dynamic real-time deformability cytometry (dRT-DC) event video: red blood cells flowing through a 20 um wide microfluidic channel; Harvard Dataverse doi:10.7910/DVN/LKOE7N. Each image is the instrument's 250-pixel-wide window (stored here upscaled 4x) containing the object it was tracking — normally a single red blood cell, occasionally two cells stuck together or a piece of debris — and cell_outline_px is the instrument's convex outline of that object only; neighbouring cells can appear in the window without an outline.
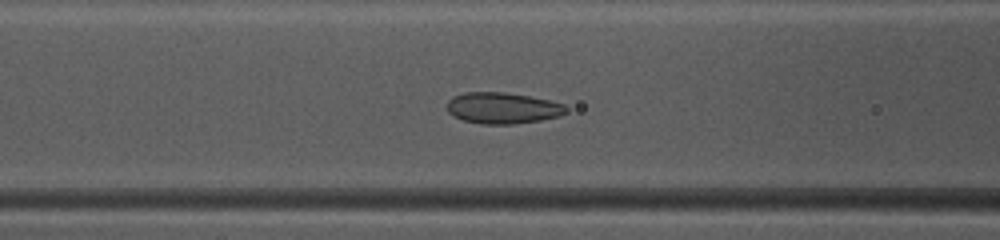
{"species": "common noctule bat (a hibernating species)", "species_latin": "Nyctalus noctula", "temperature_condition": "warm", "stored_images_in_passage": 38, "camera_frame_rate_fps": 3000, "um_per_image_px": 0.085, "animal": {"sex": "female", "body_mass_g": 10.0, "forearm_length_mm": 53.1}, "frame": {"image": 1, "passage_image": 9, "time_ms": 2.667, "image_size_px": [1000, 240], "cell_outline_px": [[568, 112], [560, 116], [540, 120], [512, 124], [480, 124], [464, 120], [448, 112], [448, 100], [452, 96], [464, 92], [504, 92], [528, 96], [548, 100], [564, 104], [568, 108]], "centroid_in_image_um": [42.74, 9.18], "position_along_channel_um": 123.9, "area_um2": 21.62}}
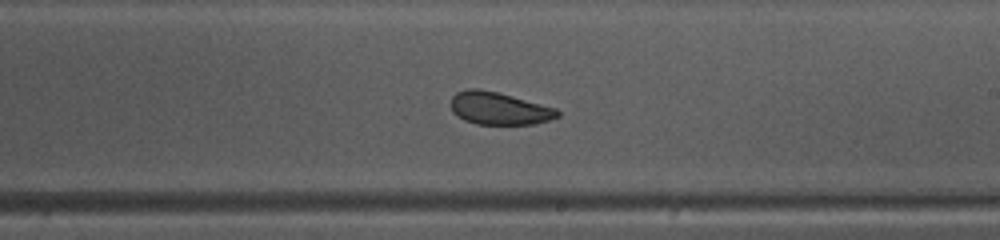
{"frame": {"image": 2, "passage_image": 18, "time_ms": 5.667, "image_size_px": [1000, 240], "cell_outline_px": [[560, 116], [536, 124], [476, 124], [464, 120], [456, 116], [452, 112], [452, 96], [456, 92], [468, 88], [476, 88], [496, 92], [512, 96], [556, 108], [560, 112]], "centroid_in_image_um": [42.41, 9.22], "position_along_channel_um": 246.6, "area_um2": 20.17}}
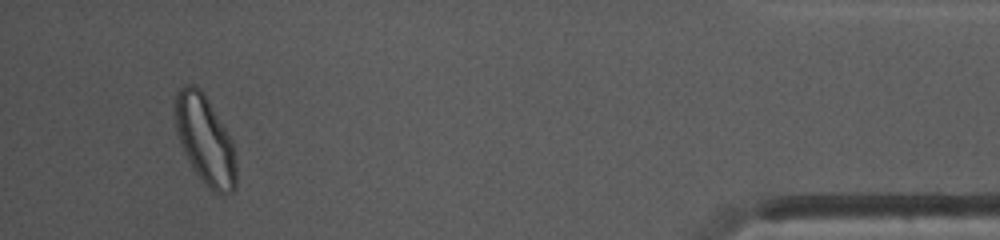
{"frame": {"image": 3, "passage_image": 35, "time_ms": 11.333, "image_size_px": [1000, 240], "cell_outline_px": [[236, 188], [232, 192], [220, 196], [208, 188], [204, 184], [188, 160], [180, 140], [176, 128], [176, 96], [180, 88], [184, 84], [192, 84], [200, 88], [204, 92], [232, 140], [236, 148]], "centroid_in_image_um": [17.49, 11.93], "position_along_channel_um": 417.7, "area_um2": 31.56}, "authors_computed_cell_mechanics": {"area_um2": 22.1663, "velocity_mm_per_s": 4.0876, "shape_relaxation_time_tau1_ms": null, "shape_relaxation_time_tau2_ms": 2.6209, "deformation_change_tau1": null, "deformation_change_tau2": 0.0601}}